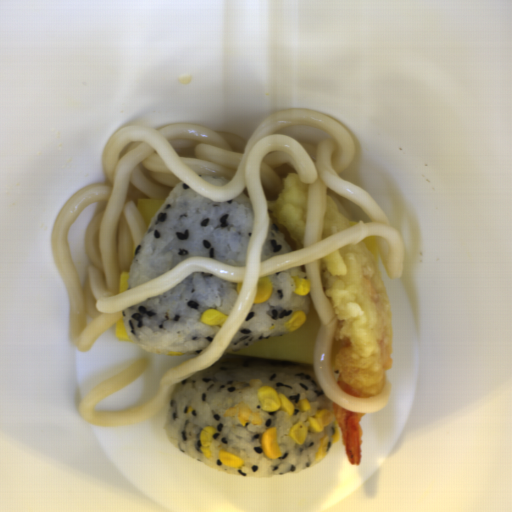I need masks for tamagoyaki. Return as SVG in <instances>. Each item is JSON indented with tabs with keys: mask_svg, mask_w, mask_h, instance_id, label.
<instances>
[{
	"mask_svg": "<svg viewBox=\"0 0 512 512\" xmlns=\"http://www.w3.org/2000/svg\"><path fill=\"white\" fill-rule=\"evenodd\" d=\"M166 197L162 199H153L149 197H142L137 199V205L139 209L140 216L148 226L150 221L156 212L161 208L164 204Z\"/></svg>",
	"mask_w": 512,
	"mask_h": 512,
	"instance_id": "833754b4",
	"label": "tamagoyaki"
},
{
	"mask_svg": "<svg viewBox=\"0 0 512 512\" xmlns=\"http://www.w3.org/2000/svg\"><path fill=\"white\" fill-rule=\"evenodd\" d=\"M130 275V270H123L119 273L118 294L128 289Z\"/></svg>",
	"mask_w": 512,
	"mask_h": 512,
	"instance_id": "5b053a60",
	"label": "tamagoyaki"
},
{
	"mask_svg": "<svg viewBox=\"0 0 512 512\" xmlns=\"http://www.w3.org/2000/svg\"><path fill=\"white\" fill-rule=\"evenodd\" d=\"M322 322L310 297L306 320L290 333L268 337L248 344L230 354L281 359L314 365L316 340Z\"/></svg>",
	"mask_w": 512,
	"mask_h": 512,
	"instance_id": "81b7327e",
	"label": "tamagoyaki"
},
{
	"mask_svg": "<svg viewBox=\"0 0 512 512\" xmlns=\"http://www.w3.org/2000/svg\"><path fill=\"white\" fill-rule=\"evenodd\" d=\"M123 313L115 322V337L130 342L131 339L126 331Z\"/></svg>",
	"mask_w": 512,
	"mask_h": 512,
	"instance_id": "9680ed9f",
	"label": "tamagoyaki"
}]
</instances>
